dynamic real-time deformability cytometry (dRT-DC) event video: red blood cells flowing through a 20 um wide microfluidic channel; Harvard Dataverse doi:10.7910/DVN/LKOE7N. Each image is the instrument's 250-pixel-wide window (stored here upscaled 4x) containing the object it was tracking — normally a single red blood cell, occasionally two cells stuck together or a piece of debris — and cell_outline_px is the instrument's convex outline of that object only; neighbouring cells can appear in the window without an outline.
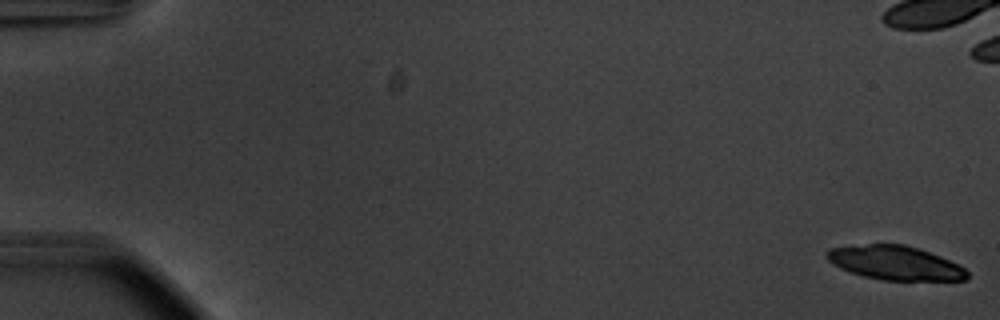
{"species": "common noctule bat (a hibernating species)", "species_latin": "Nyctalus noctula", "temperature_condition": "warm", "stored_images_in_passage": 38, "camera_frame_rate_fps": 3000, "um_per_image_px": 0.085, "animal": {"sex": "male", "body_mass_g": 20.1, "forearm_length_mm": 53.5}, "frame": {"image": 1, "passage_image": 1, "time_ms": 0.0, "image_size_px": [1000, 320], "cell_outline_px": [[968, 280], [880, 280], [864, 276], [840, 268], [832, 264], [824, 256], [824, 252], [828, 248], [868, 244], [904, 244], [920, 248], [940, 256], [964, 268], [968, 272]], "centroid_in_image_um": [76.05, 22.34], "position_along_channel_um": 8.9, "area_um2": 27.86}}